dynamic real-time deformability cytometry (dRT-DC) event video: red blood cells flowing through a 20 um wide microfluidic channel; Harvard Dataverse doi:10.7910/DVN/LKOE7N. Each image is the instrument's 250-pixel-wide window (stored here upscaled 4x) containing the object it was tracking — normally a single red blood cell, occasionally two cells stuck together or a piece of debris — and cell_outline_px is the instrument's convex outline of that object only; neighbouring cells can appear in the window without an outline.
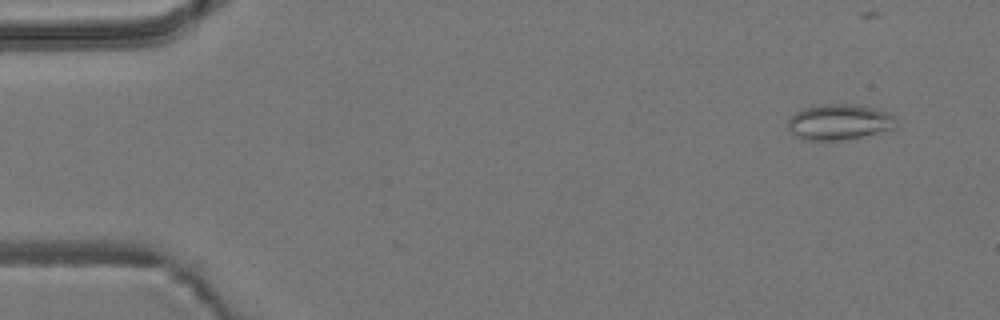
{"species": "common noctule bat (a hibernating species)", "species_latin": "Nyctalus noctula", "temperature_condition": "room temperature", "stored_images_in_passage": 3, "camera_frame_rate_fps": 3000, "um_per_image_px": 0.085, "animal": {"sex": "male", "body_mass_g": 19.2, "forearm_length_mm": 51.8}, "frame": {"image": 1, "passage_image": 1, "time_ms": 0.0, "image_size_px": [1000, 320], "cell_outline_px": [[900, 124], [896, 128], [860, 136], [840, 140], [808, 140], [796, 136], [788, 128], [788, 120], [796, 112], [804, 108], [816, 104], [852, 104], [872, 108], [896, 116]], "centroid_in_image_um": [71.36, 10.36], "position_along_channel_um": 13.6, "area_um2": 22.37}}